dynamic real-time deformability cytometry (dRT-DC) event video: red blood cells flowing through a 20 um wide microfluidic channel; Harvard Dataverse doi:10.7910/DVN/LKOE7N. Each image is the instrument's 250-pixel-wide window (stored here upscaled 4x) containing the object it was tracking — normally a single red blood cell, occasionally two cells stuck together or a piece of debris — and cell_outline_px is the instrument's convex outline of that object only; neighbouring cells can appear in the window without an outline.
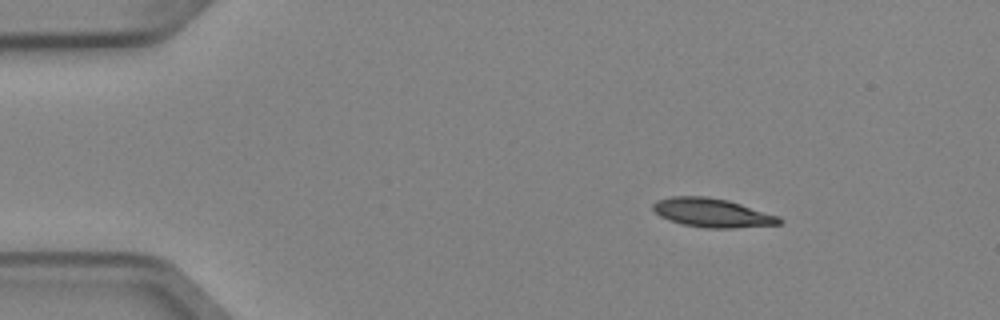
{"species": "Egyptian fruit bat (a non-hibernating species)", "species_latin": "Rousettus aegyptiacus", "temperature_condition": "cold", "stored_images_in_passage": 4, "segment_of_instrument_passage": [1, 2], "camera_frame_rate_fps": 3000, "um_per_image_px": 0.085, "animal": {"sex": "female"}, "frame": {"image": 1, "passage_image": 1, "time_ms": 0.0, "image_size_px": [1000, 320], "cell_outline_px": [[784, 220], [780, 224], [732, 228], [708, 228], [684, 224], [660, 216], [652, 208], [652, 204], [656, 200], [672, 196], [708, 196], [728, 200], [780, 216]], "centroid_in_image_um": [60.57, 18.07], "position_along_channel_um": 24.4, "area_um2": 21.15}}